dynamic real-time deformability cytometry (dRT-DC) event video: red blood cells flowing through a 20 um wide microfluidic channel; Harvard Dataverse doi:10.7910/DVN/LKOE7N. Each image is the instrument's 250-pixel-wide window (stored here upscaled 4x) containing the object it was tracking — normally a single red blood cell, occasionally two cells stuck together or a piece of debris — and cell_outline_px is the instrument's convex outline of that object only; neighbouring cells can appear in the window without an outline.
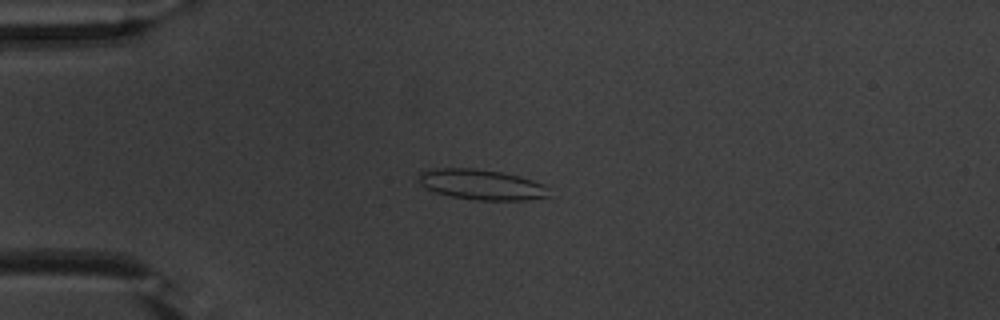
{"species": "common noctule bat (a hibernating species)", "species_latin": "Nyctalus noctula", "temperature_condition": "warm", "stored_images_in_passage": 48, "camera_frame_rate_fps": 3000, "um_per_image_px": 0.085, "animal": {"sex": "male", "body_mass_g": 20.1, "forearm_length_mm": 53.5}, "frame": {"image": 1, "passage_image": 9, "time_ms": 2.667, "image_size_px": [1000, 320], "cell_outline_px": [[552, 196], [528, 200], [476, 200], [452, 196], [436, 192], [424, 188], [420, 184], [420, 172], [432, 168], [472, 168], [500, 172], [520, 176], [544, 184]], "centroid_in_image_um": [40.95, 15.69], "position_along_channel_um": 44.0, "area_um2": 23.06}}
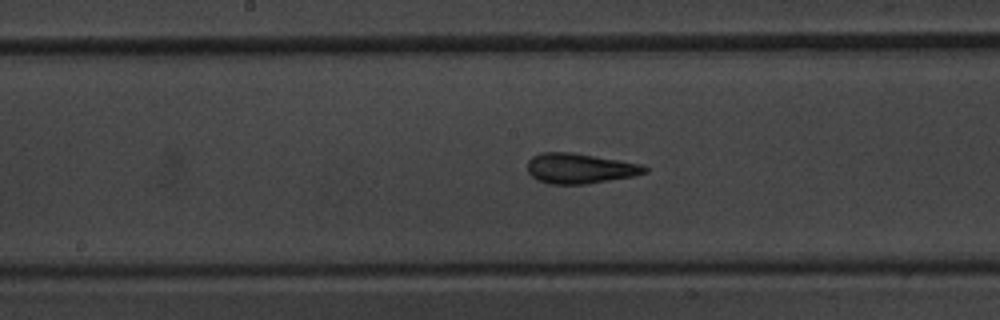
{"frame": {"image": 2, "passage_image": 23, "time_ms": 7.333, "image_size_px": [1000, 320], "cell_outline_px": [[648, 172], [636, 176], [584, 184], [548, 184], [536, 180], [528, 172], [528, 160], [532, 156], [540, 152], [572, 152], [640, 164], [648, 168]], "centroid_in_image_um": [49.26, 14.32], "position_along_channel_um": 198.9, "area_um2": 20.69}}
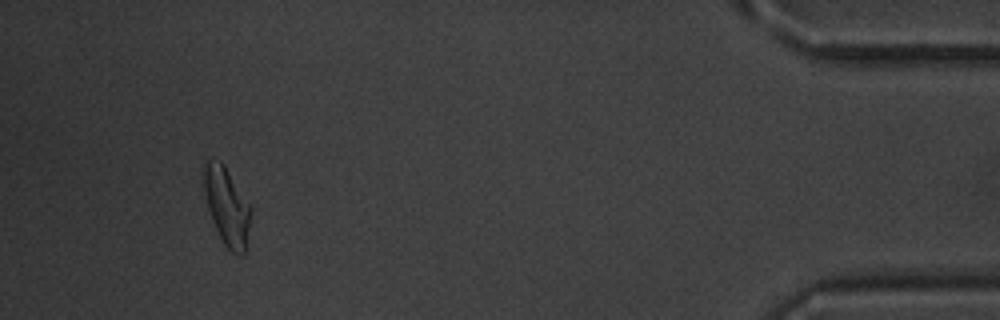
{"frame": {"image": 3, "passage_image": 45, "time_ms": 14.667, "image_size_px": [1000, 320], "cell_outline_px": [[252, 208], [248, 248], [244, 256], [240, 256], [232, 252], [224, 244], [212, 220], [208, 208], [200, 180], [200, 168], [208, 160], [220, 160]], "centroid_in_image_um": [19.27, 17.55], "position_along_channel_um": 415.9, "area_um2": 21.91}, "authors_computed_cell_mechanics": {"area_um2": 20.9525, "velocity_mm_per_s": 3.8278, "shape_relaxation_time_tau1_ms": 6.8927, "shape_relaxation_time_tau2_ms": 1.56, "deformation_change_tau1": 0.1941, "deformation_change_tau2": 0.1024}}